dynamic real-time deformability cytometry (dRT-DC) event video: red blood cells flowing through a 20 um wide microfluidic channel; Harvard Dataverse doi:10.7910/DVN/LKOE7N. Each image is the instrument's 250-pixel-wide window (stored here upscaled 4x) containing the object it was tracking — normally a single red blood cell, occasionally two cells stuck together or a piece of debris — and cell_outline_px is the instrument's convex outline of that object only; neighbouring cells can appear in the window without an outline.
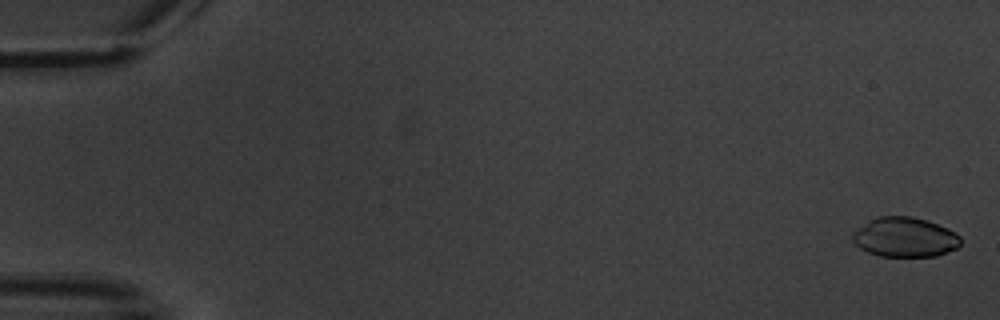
{"species": "common noctule bat (a hibernating species)", "species_latin": "Nyctalus noctula", "temperature_condition": "warm", "stored_images_in_passage": 4, "camera_frame_rate_fps": 3000, "um_per_image_px": 0.085, "animal": {"sex": "male", "body_mass_g": 20.1, "forearm_length_mm": 53.5}, "frame": {"image": 1, "passage_image": 1, "time_ms": 0.0, "image_size_px": [1000, 320], "cell_outline_px": [[960, 244], [956, 248], [936, 256], [880, 256], [868, 252], [860, 248], [852, 240], [852, 232], [872, 220], [880, 216], [912, 216], [928, 220], [948, 228], [956, 232], [960, 236]], "centroid_in_image_um": [76.94, 20.16], "position_along_channel_um": 8.1, "area_um2": 24.85}}